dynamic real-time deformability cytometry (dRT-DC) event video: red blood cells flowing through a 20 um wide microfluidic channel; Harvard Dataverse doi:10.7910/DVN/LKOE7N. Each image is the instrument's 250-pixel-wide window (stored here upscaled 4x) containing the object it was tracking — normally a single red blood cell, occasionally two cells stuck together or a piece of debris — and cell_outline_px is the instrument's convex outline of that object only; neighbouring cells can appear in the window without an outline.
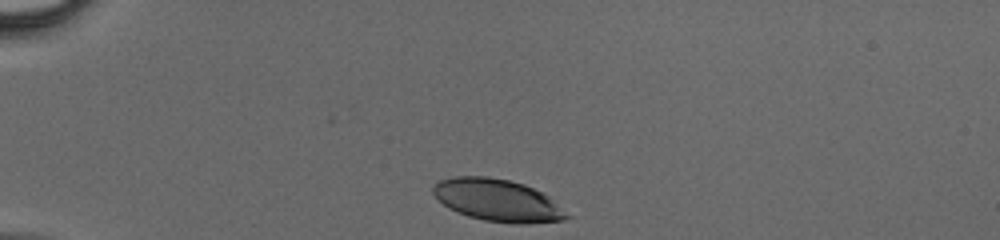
{"species": "human", "species_latin": "Homo sapiens", "temperature_condition": "cold", "stored_images_in_passage": 30, "camera_frame_rate_fps": 3000, "um_per_image_px": 0.085, "donor": {"sex": "male"}, "frame": {"image": 1, "passage_image": 1, "time_ms": 0.0, "image_size_px": [1000, 240], "cell_outline_px": [[572, 216], [564, 220], [528, 224], [512, 224], [484, 220], [468, 216], [448, 208], [432, 192], [432, 188], [440, 180], [456, 176], [488, 176], [508, 180], [524, 184], [548, 196]], "centroid_in_image_um": [42.32, 17.04], "position_along_channel_um": 42.7, "area_um2": 32.77}}
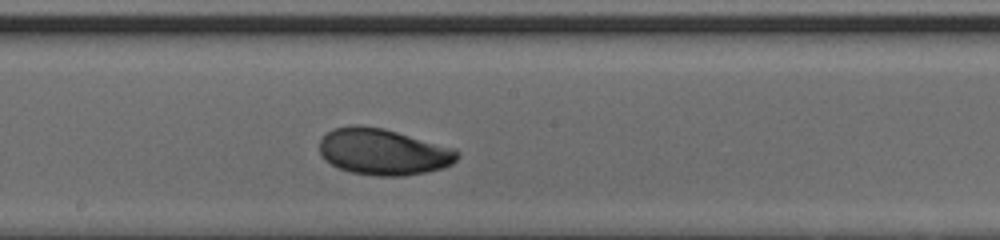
{"frame": {"image": 2, "passage_image": 16, "time_ms": 5.0, "image_size_px": [1000, 240], "cell_outline_px": [[460, 156], [452, 164], [444, 168], [404, 176], [376, 176], [348, 172], [324, 160], [320, 156], [320, 140], [332, 128], [352, 124], [360, 124], [384, 128], [456, 148], [460, 152]], "centroid_in_image_um": [32.58, 12.89], "position_along_channel_um": 215.6, "area_um2": 37.74}}
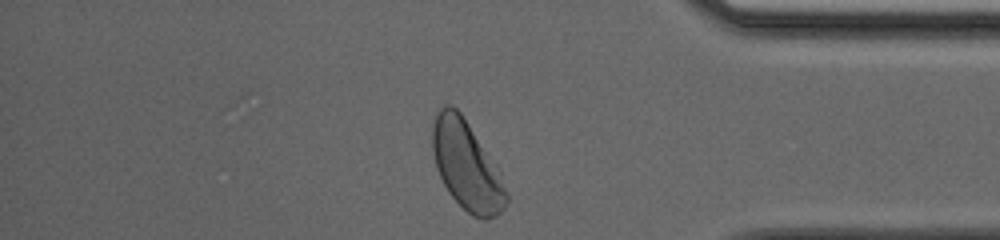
{"frame": {"image": 3, "passage_image": 29, "time_ms": 9.333, "image_size_px": [1000, 240], "cell_outline_px": [[508, 204], [496, 216], [488, 220], [484, 220], [472, 216], [448, 192], [436, 168], [432, 148], [432, 124], [436, 112], [444, 104], [452, 104], [460, 112], [500, 176], [508, 192]], "centroid_in_image_um": [39.63, 14.1], "position_along_channel_um": 395.6, "area_um2": 37.45}}